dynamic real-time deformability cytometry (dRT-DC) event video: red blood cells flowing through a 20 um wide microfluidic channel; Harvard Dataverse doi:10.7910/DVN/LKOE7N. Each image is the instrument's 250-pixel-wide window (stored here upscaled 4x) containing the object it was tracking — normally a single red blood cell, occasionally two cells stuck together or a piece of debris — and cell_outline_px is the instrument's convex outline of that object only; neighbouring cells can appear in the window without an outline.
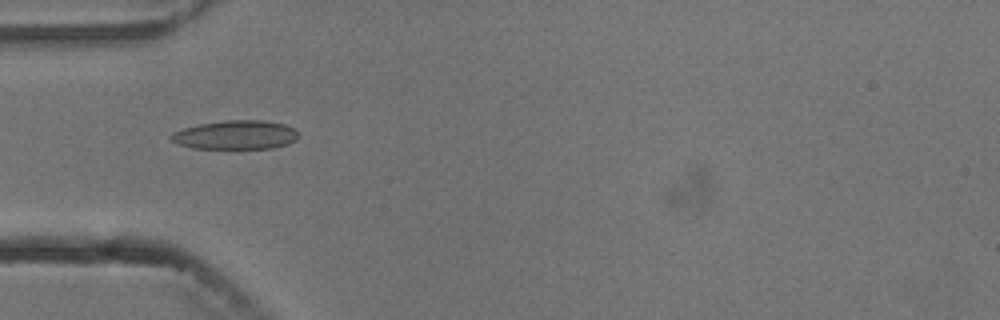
{"species": "common noctule bat (a hibernating species)", "species_latin": "Nyctalus noctula", "temperature_condition": "cold", "stored_images_in_passage": 6, "camera_frame_rate_fps": 3000, "um_per_image_px": 0.085, "animal": {"sex": "male", "body_mass_g": 13.3}, "frame": {"image": 1, "passage_image": 4, "time_ms": 4.333, "image_size_px": [1000, 320], "cell_outline_px": [[300, 136], [296, 140], [288, 144], [272, 148], [192, 148], [176, 144], [168, 136], [172, 132], [184, 128], [200, 124], [224, 120], [264, 120], [284, 124], [300, 132]], "centroid_in_image_um": [20.04, 11.46], "position_along_channel_um": 65.0, "area_um2": 21.62}}
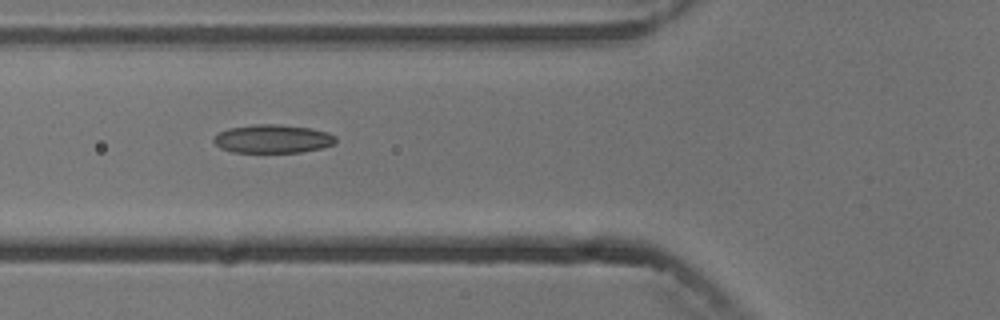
{"frame": {"image": 2, "passage_image": 5, "time_ms": 5.333, "image_size_px": [1000, 320], "cell_outline_px": [[336, 140], [332, 144], [324, 148], [300, 152], [232, 152], [220, 148], [212, 140], [220, 132], [228, 128], [256, 124], [280, 124], [312, 128], [336, 136]], "centroid_in_image_um": [23.18, 11.8], "position_along_channel_um": 102.6, "area_um2": 20.17}}
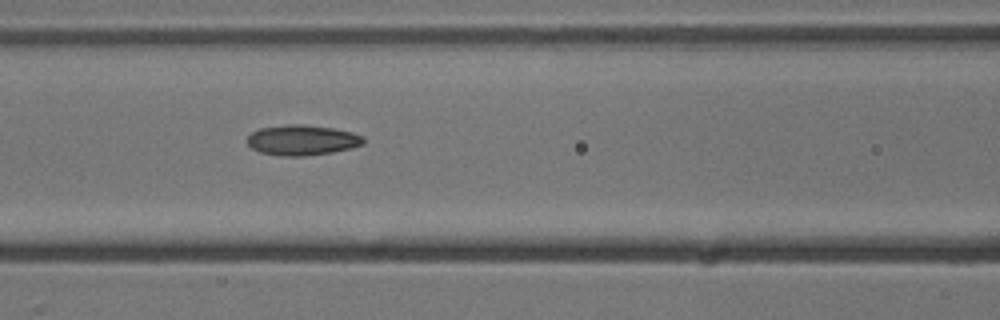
{"frame": {"image": 3, "passage_image": 6, "time_ms": 6.333, "image_size_px": [1000, 320], "cell_outline_px": [[364, 144], [352, 148], [332, 152], [304, 156], [280, 156], [260, 152], [252, 148], [248, 144], [248, 136], [252, 132], [260, 128], [288, 124], [304, 124], [332, 128], [352, 132], [364, 136]], "centroid_in_image_um": [25.7, 11.91], "position_along_channel_um": 140.9, "area_um2": 20.58}}